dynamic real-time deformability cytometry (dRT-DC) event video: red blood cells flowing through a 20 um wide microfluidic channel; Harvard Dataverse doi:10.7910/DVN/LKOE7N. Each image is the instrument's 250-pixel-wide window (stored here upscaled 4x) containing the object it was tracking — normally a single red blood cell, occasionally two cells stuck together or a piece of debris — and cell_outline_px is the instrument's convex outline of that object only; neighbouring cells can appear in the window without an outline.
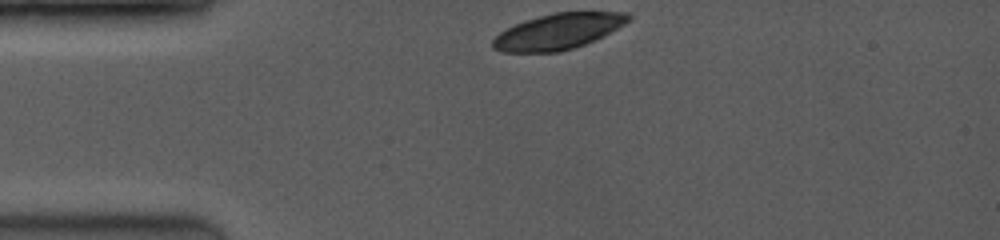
{"species": "common noctule bat (a hibernating species)", "species_latin": "Nyctalus noctula", "temperature_condition": "room temperature", "stored_images_in_passage": 6, "camera_frame_rate_fps": 3500, "um_per_image_px": 0.085, "animal": {"sex": "female", "body_mass_g": 19.0, "forearm_length_mm": 53.3}, "frame": {"image": 1, "passage_image": 1, "time_ms": 0.0, "image_size_px": [1000, 240], "cell_outline_px": [[632, 16], [624, 24], [584, 44], [560, 52], [500, 52], [492, 48], [492, 40], [500, 32], [524, 20], [552, 12], [628, 12]], "centroid_in_image_um": [47.39, 2.67], "position_along_channel_um": 37.6, "area_um2": 27.92}}